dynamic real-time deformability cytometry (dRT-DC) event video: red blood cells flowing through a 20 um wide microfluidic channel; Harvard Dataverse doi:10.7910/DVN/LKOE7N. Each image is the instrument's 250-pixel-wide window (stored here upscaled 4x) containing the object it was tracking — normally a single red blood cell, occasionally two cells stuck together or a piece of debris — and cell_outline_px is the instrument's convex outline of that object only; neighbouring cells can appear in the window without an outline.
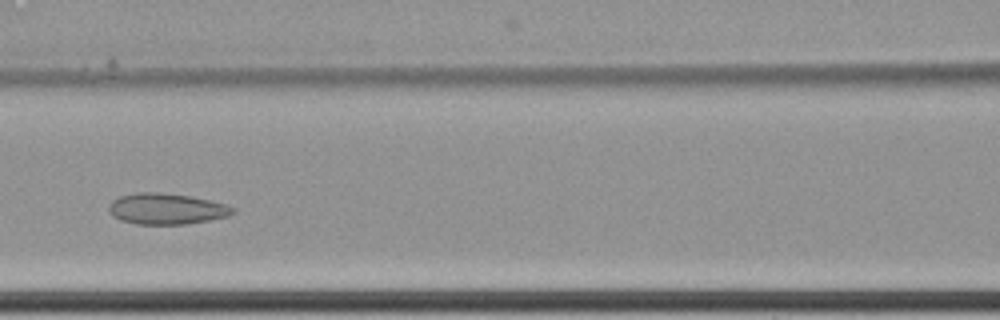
{"species": "common noctule bat (a hibernating species)", "species_latin": "Nyctalus noctula", "temperature_condition": "cold", "stored_images_in_passage": 9, "camera_frame_rate_fps": 3000, "um_per_image_px": 0.085, "animal": {"sex": "female", "body_mass_g": 22.7, "forearm_length_mm": 54.2}, "frame": {"image": 1, "passage_image": 7, "time_ms": 2.0, "image_size_px": [1000, 320], "cell_outline_px": [[236, 212], [228, 216], [208, 220], [184, 224], [136, 224], [120, 220], [112, 216], [108, 208], [108, 204], [112, 200], [120, 196], [136, 192], [160, 192], [188, 196], [208, 200], [224, 204], [236, 208]], "centroid_in_image_um": [14.11, 17.75], "position_along_channel_um": 152.5, "area_um2": 22.37}}
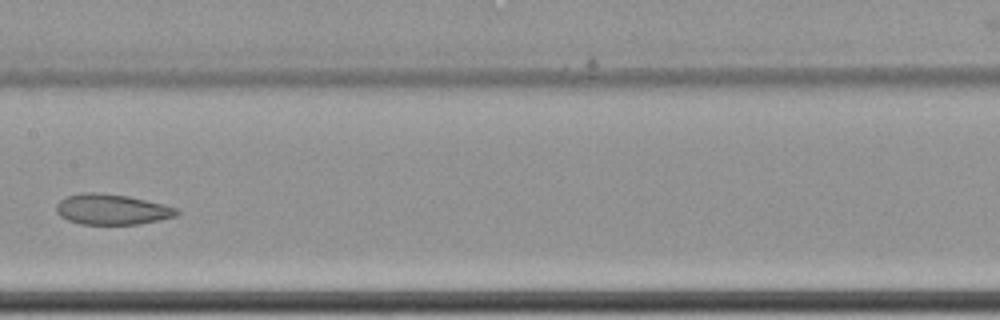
{"frame": {"image": 2, "passage_image": 8, "time_ms": 2.333, "image_size_px": [1000, 320], "cell_outline_px": [[180, 212], [176, 216], [160, 220], [140, 224], [80, 224], [68, 220], [60, 216], [56, 212], [56, 204], [64, 196], [80, 192], [100, 192], [128, 196], [164, 204], [176, 208]], "centroid_in_image_um": [9.48, 17.79], "position_along_channel_um": 197.9, "area_um2": 21.68}}
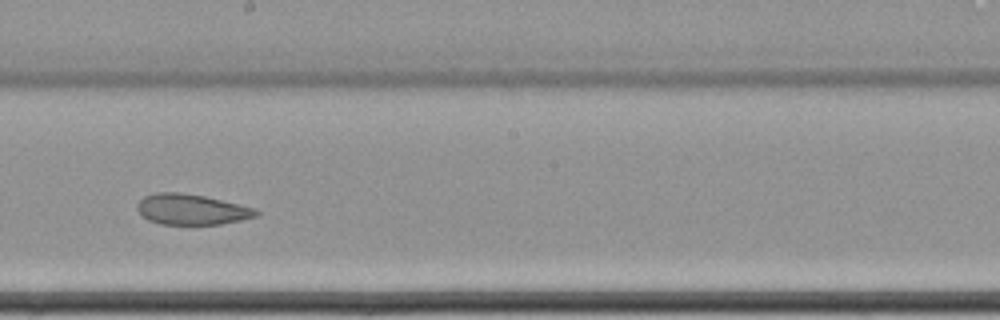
{"frame": {"image": 3, "passage_image": 9, "time_ms": 2.667, "image_size_px": [1000, 320], "cell_outline_px": [[260, 212], [256, 216], [240, 220], [220, 224], [160, 224], [148, 220], [140, 216], [136, 208], [136, 204], [144, 196], [156, 192], [180, 192], [204, 196], [240, 204], [256, 208]], "centroid_in_image_um": [16.24, 17.79], "position_along_channel_um": 232.0, "area_um2": 21.33}}